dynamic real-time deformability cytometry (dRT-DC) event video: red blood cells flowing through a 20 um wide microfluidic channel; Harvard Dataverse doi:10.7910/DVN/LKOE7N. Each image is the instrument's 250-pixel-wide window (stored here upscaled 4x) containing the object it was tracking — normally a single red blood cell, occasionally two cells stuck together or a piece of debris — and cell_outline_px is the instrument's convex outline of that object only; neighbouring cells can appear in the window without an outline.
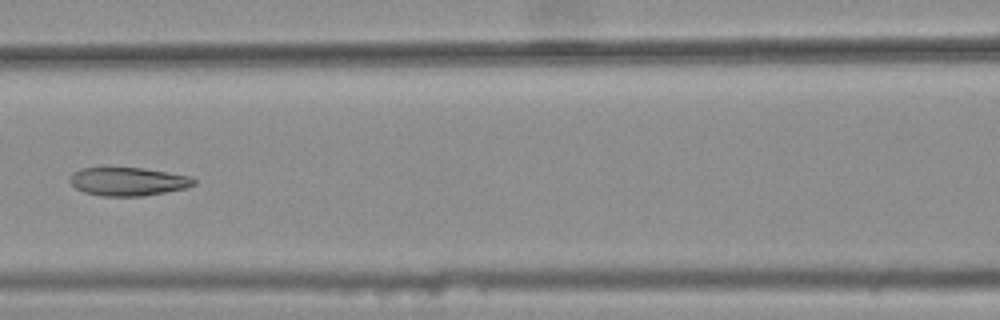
{"species": "common noctule bat (a hibernating species)", "species_latin": "Nyctalus noctula", "temperature_condition": "warm", "stored_images_in_passage": 7, "camera_frame_rate_fps": 3000, "um_per_image_px": 0.085, "animal": {"sex": "female", "body_mass_g": 25.1}, "frame": {"image": 1, "passage_image": 7, "time_ms": 2.0, "image_size_px": [1000, 320], "cell_outline_px": [[196, 184], [184, 188], [144, 196], [104, 196], [84, 192], [76, 188], [68, 180], [72, 172], [80, 168], [144, 168], [192, 176], [196, 180]], "centroid_in_image_um": [10.88, 15.42], "position_along_channel_um": 155.7, "area_um2": 20.52}}